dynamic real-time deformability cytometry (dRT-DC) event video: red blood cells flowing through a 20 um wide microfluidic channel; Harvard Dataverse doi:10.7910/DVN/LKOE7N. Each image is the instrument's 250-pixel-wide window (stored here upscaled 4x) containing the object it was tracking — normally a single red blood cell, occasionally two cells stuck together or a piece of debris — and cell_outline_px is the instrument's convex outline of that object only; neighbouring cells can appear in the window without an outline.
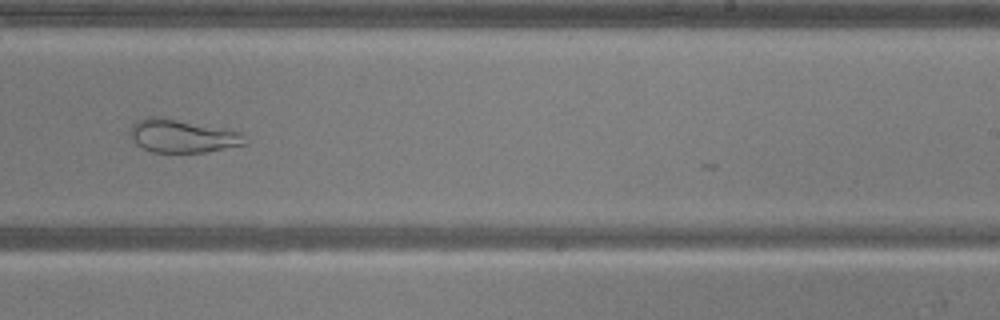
{"species": "common noctule bat (a hibernating species)", "species_latin": "Nyctalus noctula", "temperature_condition": "warm", "stored_images_in_passage": 52, "camera_frame_rate_fps": 3000, "um_per_image_px": 0.085, "animal": {"sex": "male", "body_mass_g": 20.5, "forearm_length_mm": 52.5}, "frame": {"image": 1, "passage_image": 32, "time_ms": 10.333, "image_size_px": [1000, 320], "cell_outline_px": [[248, 144], [204, 152], [152, 152], [136, 144], [128, 136], [128, 132], [132, 124], [136, 120], [148, 116], [160, 116], [228, 128], [240, 132], [248, 140]], "centroid_in_image_um": [15.49, 11.53], "position_along_channel_um": 273.5, "area_um2": 22.77}}
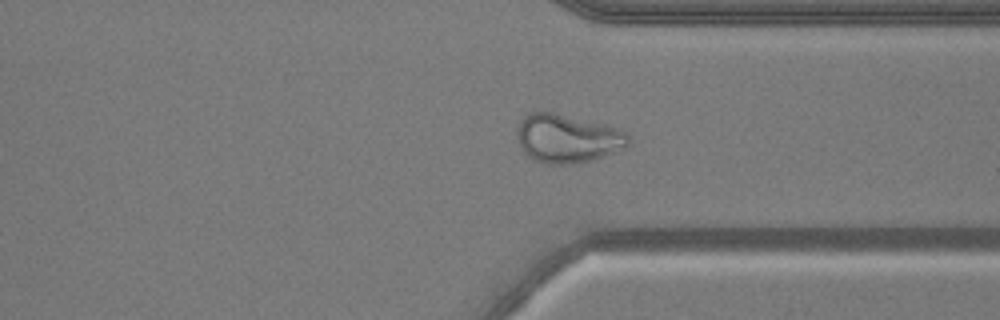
{"frame": {"image": 2, "passage_image": 39, "time_ms": 12.667, "image_size_px": [1000, 320], "cell_outline_px": [[628, 144], [624, 148], [592, 160], [572, 164], [548, 164], [536, 160], [528, 156], [524, 152], [516, 136], [516, 128], [520, 120], [528, 112], [552, 112], [604, 124], [616, 128], [624, 132], [628, 136]], "centroid_in_image_um": [48.18, 11.76], "position_along_channel_um": 363.2, "area_um2": 31.27}}
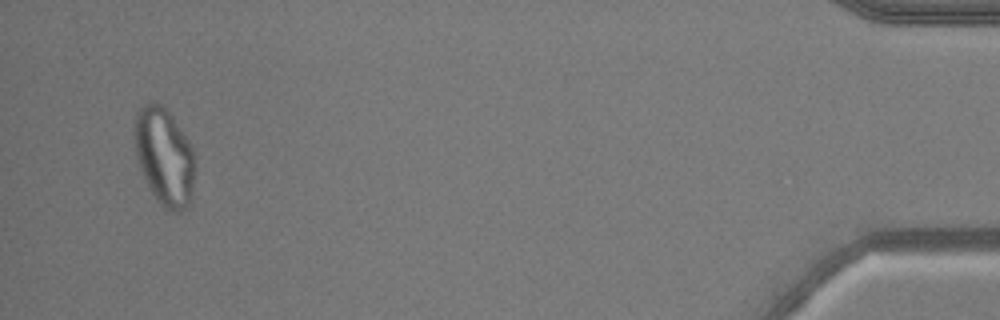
{"frame": {"image": 3, "passage_image": 50, "time_ms": 16.333, "image_size_px": [1000, 320], "cell_outline_px": [[192, 192], [188, 204], [180, 212], [168, 212], [160, 204], [152, 192], [140, 168], [136, 156], [132, 132], [132, 128], [136, 112], [148, 100], [156, 100], [168, 108], [188, 140], [192, 148]], "centroid_in_image_um": [13.9, 13.22], "position_along_channel_um": 421.3, "area_um2": 34.51}}